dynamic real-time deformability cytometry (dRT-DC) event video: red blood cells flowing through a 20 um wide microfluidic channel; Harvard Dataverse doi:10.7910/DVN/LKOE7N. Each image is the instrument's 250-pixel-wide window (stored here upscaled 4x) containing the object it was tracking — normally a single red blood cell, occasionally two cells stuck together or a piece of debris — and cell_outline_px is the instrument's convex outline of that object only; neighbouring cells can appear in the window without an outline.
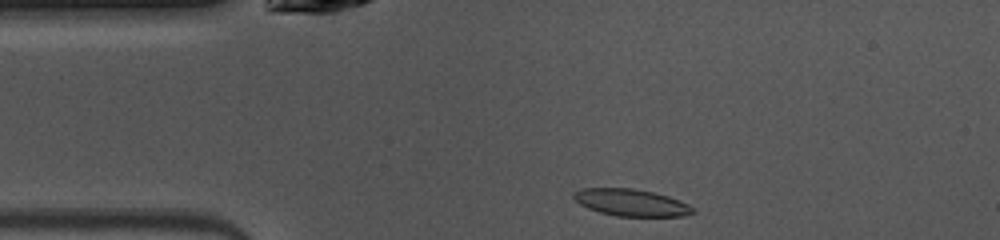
{"species": "common noctule bat (a hibernating species)", "species_latin": "Nyctalus noctula", "temperature_condition": "warm", "stored_images_in_passage": 40, "camera_frame_rate_fps": 3000, "um_per_image_px": 0.085, "animal": {"sex": "female", "body_mass_g": 10.0, "forearm_length_mm": 53.1}, "frame": {"image": 1, "passage_image": 1, "time_ms": 0.0, "image_size_px": [1000, 240], "cell_outline_px": [[696, 212], [684, 216], [616, 216], [600, 212], [588, 208], [580, 204], [572, 196], [572, 192], [580, 188], [632, 188], [652, 192], [668, 196], [680, 200], [688, 204]], "centroid_in_image_um": [53.63, 17.21], "position_along_channel_um": 31.4, "area_um2": 18.73}}
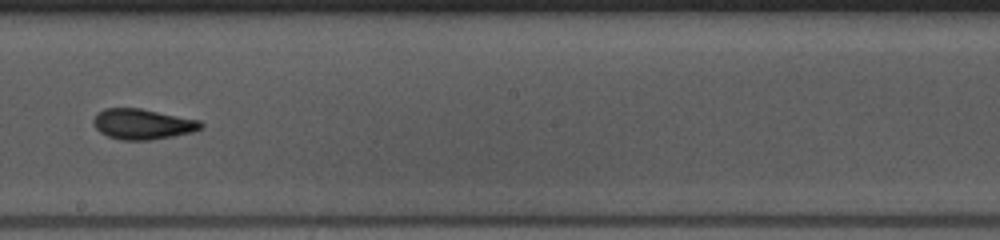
{"frame": {"image": 2, "passage_image": 18, "time_ms": 5.667, "image_size_px": [1000, 240], "cell_outline_px": [[204, 128], [192, 132], [152, 140], [120, 140], [108, 136], [100, 132], [92, 124], [92, 120], [96, 112], [104, 108], [140, 108], [200, 120], [204, 124]], "centroid_in_image_um": [12.1, 10.54], "position_along_channel_um": 236.1, "area_um2": 19.31}}
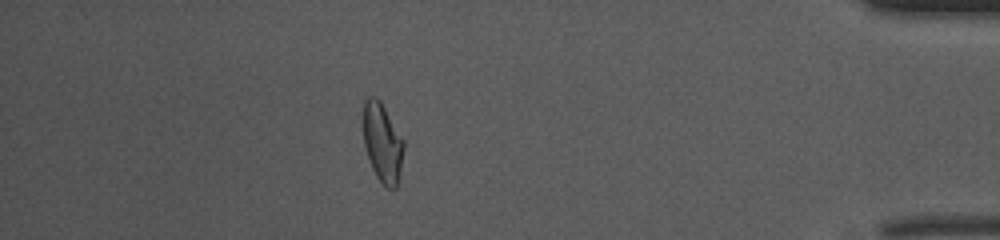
{"frame": {"image": 3, "passage_image": 34, "time_ms": 11.0, "image_size_px": [1000, 240], "cell_outline_px": [[404, 148], [396, 188], [388, 188], [376, 176], [372, 168], [364, 148], [364, 100], [368, 96], [376, 96], [380, 100], [404, 140]], "centroid_in_image_um": [32.5, 12.09], "position_along_channel_um": 402.7, "area_um2": 18.44}, "authors_computed_cell_mechanics": {"area_um2": 19.0451, "velocity_mm_per_s": 4.084, "shape_relaxation_time_tau1_ms": 4.6421, "shape_relaxation_time_tau2_ms": 1.7752, "deformation_change_tau1": 0.1643, "deformation_change_tau2": 0.088}}